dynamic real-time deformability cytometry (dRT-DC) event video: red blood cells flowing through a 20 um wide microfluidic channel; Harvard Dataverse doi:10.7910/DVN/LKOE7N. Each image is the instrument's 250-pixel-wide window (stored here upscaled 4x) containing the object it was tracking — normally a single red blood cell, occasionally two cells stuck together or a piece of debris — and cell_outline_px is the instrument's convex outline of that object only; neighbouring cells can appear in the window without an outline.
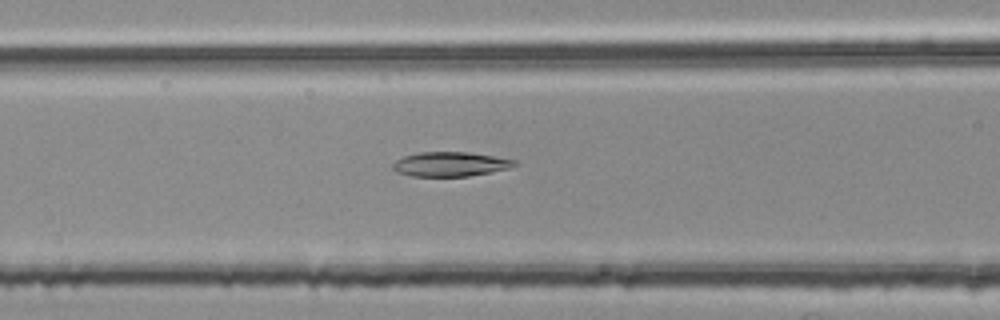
{"species": "common noctule bat (a hibernating species)", "species_latin": "Nyctalus noctula", "temperature_condition": "room temperature", "stored_images_in_passage": 43, "camera_frame_rate_fps": 3000, "um_per_image_px": 0.085, "animal": {"sex": "female", "body_mass_g": 25.1}, "frame": {"image": 1, "passage_image": 11, "time_ms": 3.333, "image_size_px": [1000, 320], "cell_outline_px": [[520, 164], [508, 168], [492, 172], [468, 176], [412, 176], [396, 172], [392, 168], [392, 164], [396, 160], [404, 156], [420, 152], [468, 152], [516, 160]], "centroid_in_image_um": [38.28, 13.95], "position_along_channel_um": 128.3, "area_um2": 17.34}}
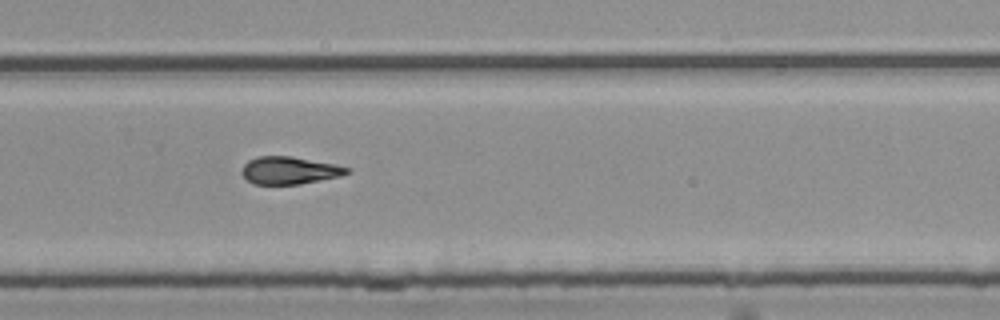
{"frame": {"image": 2, "passage_image": 25, "time_ms": 8.0, "image_size_px": [1000, 320], "cell_outline_px": [[352, 172], [340, 176], [300, 184], [252, 184], [240, 172], [244, 164], [248, 160], [260, 156], [292, 156], [336, 164], [352, 168]], "centroid_in_image_um": [24.63, 14.48], "position_along_channel_um": 305.2, "area_um2": 16.99}}
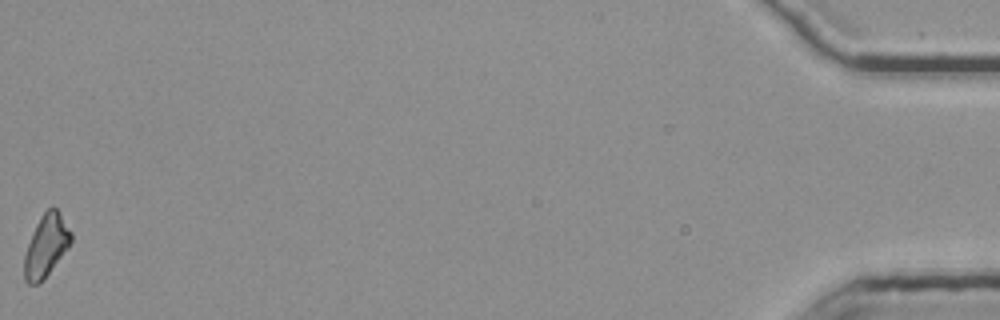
{"frame": {"image": 3, "passage_image": 43, "time_ms": 14.0, "image_size_px": [1000, 320], "cell_outline_px": [[72, 240], [68, 248], [44, 280], [40, 284], [28, 284], [24, 280], [24, 256], [32, 232], [36, 224], [44, 212], [48, 208], [56, 208], [72, 232]], "centroid_in_image_um": [3.92, 20.93], "position_along_channel_um": 431.3, "area_um2": 16.94}, "authors_computed_cell_mechanics": {"area_um2": 17.051, "velocity_mm_per_s": 3.8066, "shape_relaxation_time_tau1_ms": null, "shape_relaxation_time_tau2_ms": 2.661, "deformation_change_tau1": null, "deformation_change_tau2": 0.095}}